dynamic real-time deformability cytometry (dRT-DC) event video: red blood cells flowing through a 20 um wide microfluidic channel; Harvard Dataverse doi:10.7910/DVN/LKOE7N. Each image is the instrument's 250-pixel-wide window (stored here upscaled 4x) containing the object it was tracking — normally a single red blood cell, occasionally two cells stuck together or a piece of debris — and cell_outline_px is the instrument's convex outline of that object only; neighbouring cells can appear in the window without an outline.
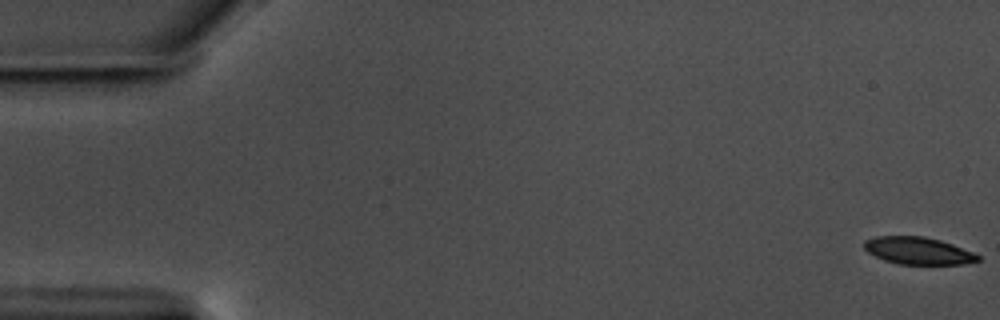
{"species": "common noctule bat (a hibernating species)", "species_latin": "Nyctalus noctula", "temperature_condition": "warm", "stored_images_in_passage": 58, "camera_frame_rate_fps": 3000, "um_per_image_px": 0.085, "animal": {"sex": "male", "body_mass_g": 17.5, "forearm_length_mm": 52.3}, "frame": {"image": 1, "passage_image": 1, "time_ms": 0.0, "image_size_px": [1000, 320], "cell_outline_px": [[980, 260], [964, 264], [900, 264], [884, 260], [868, 252], [864, 248], [864, 240], [876, 236], [924, 236], [940, 240], [952, 244], [972, 252], [980, 256]], "centroid_in_image_um": [78.03, 21.31], "position_along_channel_um": 7.0, "area_um2": 17.98}}
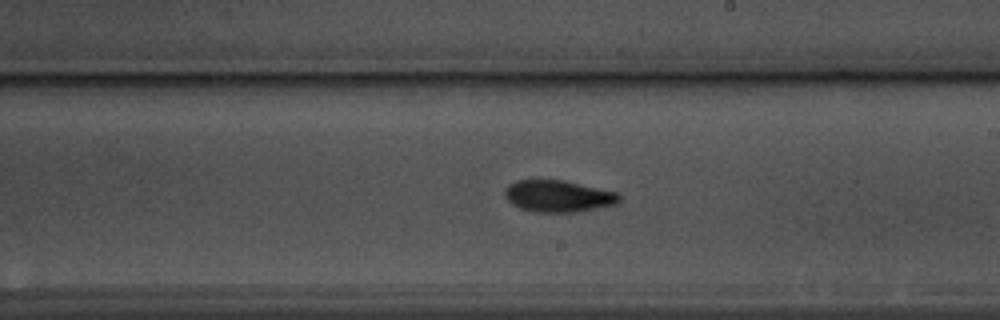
{"frame": {"image": 2, "passage_image": 34, "time_ms": 11.0, "image_size_px": [1000, 320], "cell_outline_px": [[620, 200], [616, 204], [576, 212], [532, 212], [520, 208], [512, 204], [504, 196], [504, 188], [508, 184], [516, 180], [564, 180], [616, 192], [620, 196]], "centroid_in_image_um": [47.4, 16.67], "position_along_channel_um": 241.6, "area_um2": 21.21}}
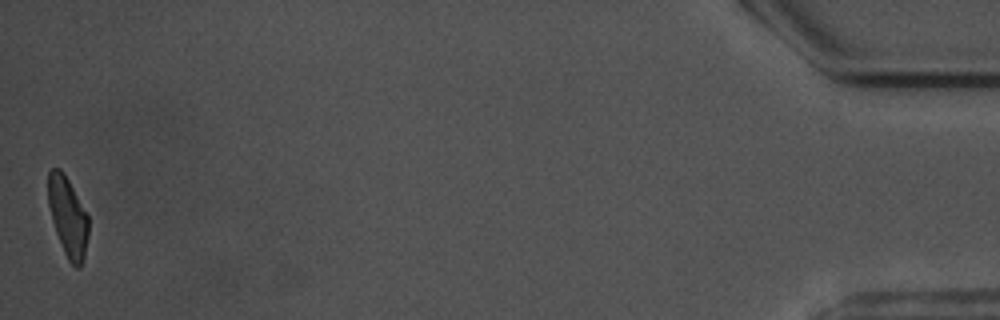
{"frame": {"image": 3, "passage_image": 58, "time_ms": 19.0, "image_size_px": [1000, 320], "cell_outline_px": [[88, 236], [84, 256], [80, 268], [76, 268], [68, 260], [64, 252], [56, 232], [52, 220], [48, 204], [48, 172], [52, 168], [60, 168], [64, 172], [88, 216]], "centroid_in_image_um": [5.76, 18.42], "position_along_channel_um": 429.4, "area_um2": 18.55}, "authors_computed_cell_mechanics": {"area_um2": 20.23, "velocity_mm_per_s": 3.5629, "shape_relaxation_time_tau1_ms": 3.6203, "shape_relaxation_time_tau2_ms": 3.8708, "deformation_change_tau1": 0.15, "deformation_change_tau2": 0.1094}}